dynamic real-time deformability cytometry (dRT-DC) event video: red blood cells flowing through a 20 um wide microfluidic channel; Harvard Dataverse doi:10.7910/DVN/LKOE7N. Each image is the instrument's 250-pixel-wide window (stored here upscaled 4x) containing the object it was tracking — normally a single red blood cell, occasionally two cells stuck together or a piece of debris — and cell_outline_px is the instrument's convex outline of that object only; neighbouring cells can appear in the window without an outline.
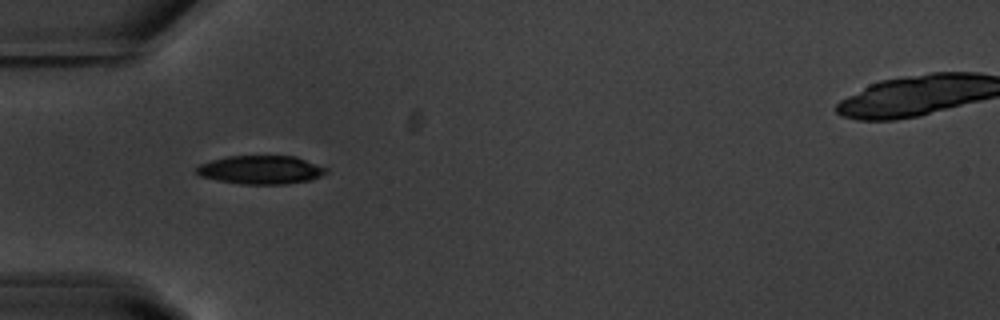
{"species": "common noctule bat (a hibernating species)", "species_latin": "Nyctalus noctula", "temperature_condition": "warm", "stored_images_in_passage": 38, "camera_frame_rate_fps": 3000, "um_per_image_px": 0.085, "animal": {"sex": "male", "body_mass_g": 20.1, "forearm_length_mm": 53.5}, "frame": {"image": 1, "passage_image": 1, "time_ms": 0.0, "image_size_px": [1000, 320], "cell_outline_px": [[328, 172], [312, 180], [288, 184], [240, 184], [216, 180], [200, 176], [196, 172], [196, 168], [200, 164], [212, 160], [228, 156], [296, 156], [328, 168]], "centroid_in_image_um": [22.2, 14.44], "position_along_channel_um": 62.8, "area_um2": 21.68}}
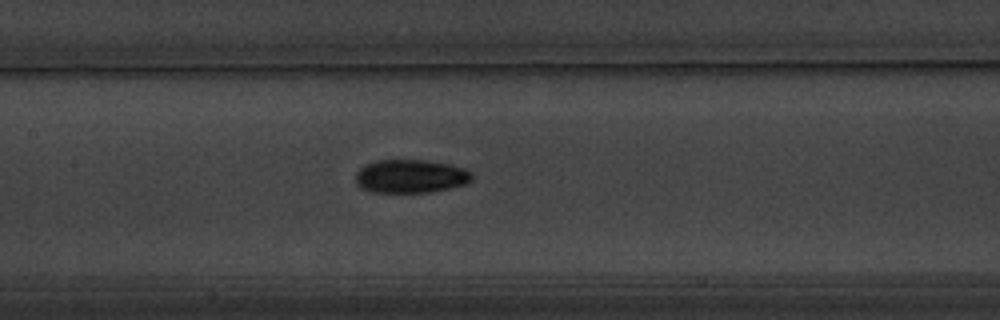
{"frame": {"image": 2, "passage_image": 10, "time_ms": 3.0, "image_size_px": [1000, 320], "cell_outline_px": [[472, 180], [468, 184], [432, 192], [372, 192], [356, 184], [356, 172], [360, 168], [368, 164], [380, 160], [424, 160], [448, 164], [464, 168], [472, 172]], "centroid_in_image_um": [34.95, 14.99], "position_along_channel_um": 172.5, "area_um2": 22.6}}
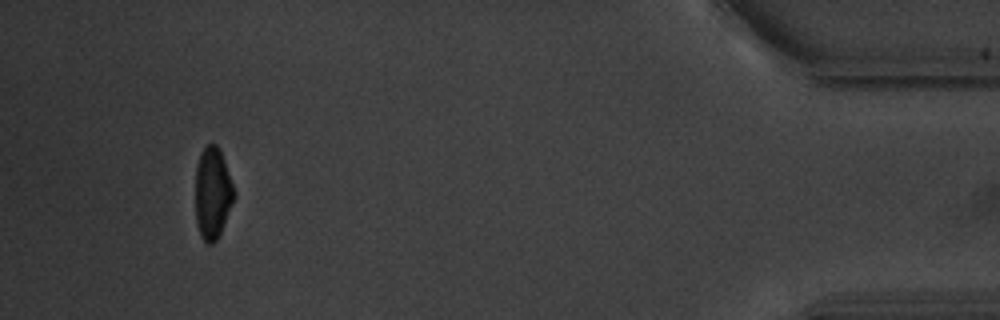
{"frame": {"image": 3, "passage_image": 35, "time_ms": 11.333, "image_size_px": [1000, 320], "cell_outline_px": [[236, 196], [220, 232], [216, 240], [212, 244], [208, 244], [200, 236], [196, 224], [196, 164], [200, 152], [208, 144], [216, 144], [224, 160], [236, 192]], "centroid_in_image_um": [18.07, 16.42], "position_along_channel_um": 417.1, "area_um2": 20.63}, "authors_computed_cell_mechanics": {"area_um2": 22.1952, "velocity_mm_per_s": 3.7074, "shape_relaxation_time_tau1_ms": 2.7025, "shape_relaxation_time_tau2_ms": 4.9662, "deformation_change_tau1": 0.1385, "deformation_change_tau2": 0.0755}}